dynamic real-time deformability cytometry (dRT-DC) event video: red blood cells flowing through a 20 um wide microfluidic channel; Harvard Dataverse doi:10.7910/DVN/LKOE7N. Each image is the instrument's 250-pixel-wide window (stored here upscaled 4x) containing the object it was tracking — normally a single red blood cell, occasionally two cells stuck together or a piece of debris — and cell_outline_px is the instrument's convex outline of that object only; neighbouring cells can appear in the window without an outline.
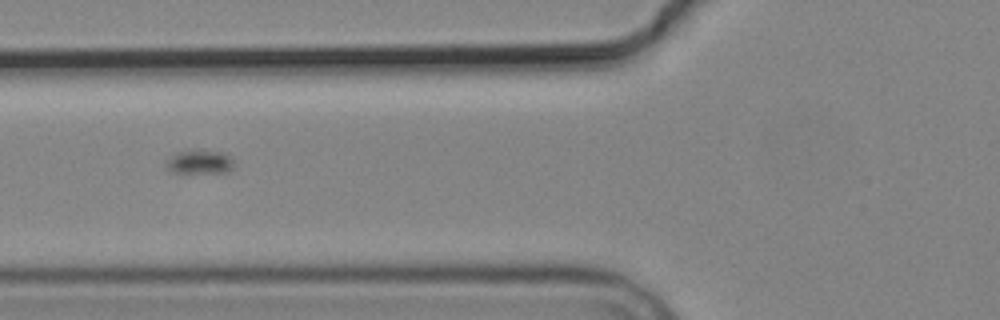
{"species": "common noctule bat (a hibernating species)", "species_latin": "Nyctalus noctula", "temperature_condition": "cold", "stored_images_in_passage": 8, "camera_frame_rate_fps": 3000, "um_per_image_px": 0.085, "animal": {"sex": "male", "body_mass_g": 19.2, "forearm_length_mm": 51.8}, "frame": {"image": 1, "passage_image": 8, "time_ms": 8.333, "image_size_px": [1000, 320], "cell_outline_px": [[236, 164], [228, 172], [172, 172], [164, 168], [164, 160], [176, 152], [192, 148], [200, 148], [224, 152], [232, 156]], "centroid_in_image_um": [16.96, 13.71], "position_along_channel_um": 108.8, "area_um2": 10.17}}